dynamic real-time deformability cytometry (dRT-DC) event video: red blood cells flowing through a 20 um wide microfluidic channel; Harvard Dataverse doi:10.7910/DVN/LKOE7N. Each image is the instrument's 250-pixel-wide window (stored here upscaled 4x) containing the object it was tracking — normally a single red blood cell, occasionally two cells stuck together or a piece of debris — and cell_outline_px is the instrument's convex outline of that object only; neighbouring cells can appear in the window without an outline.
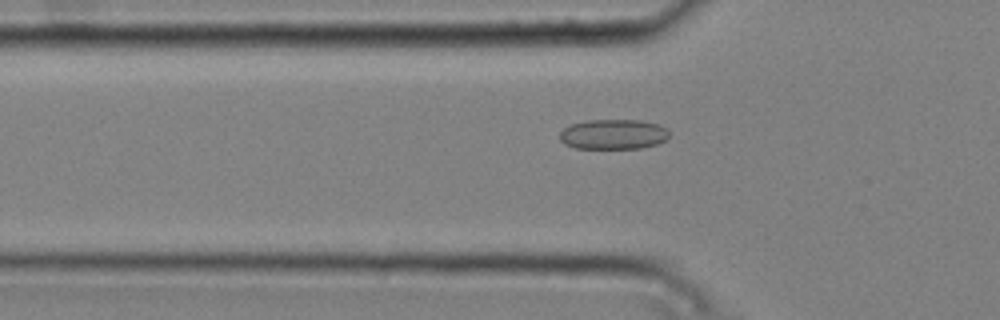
{"species": "common noctule bat (a hibernating species)", "species_latin": "Nyctalus noctula", "temperature_condition": "cold", "stored_images_in_passage": 48, "camera_frame_rate_fps": 3000, "um_per_image_px": 0.085, "animal": {"sex": "male", "body_mass_g": 20.4}, "frame": {"image": 1, "passage_image": 18, "time_ms": 5.667, "image_size_px": [1000, 320], "cell_outline_px": [[668, 136], [664, 140], [656, 144], [640, 148], [576, 148], [564, 144], [560, 140], [560, 132], [564, 128], [572, 124], [588, 120], [640, 120], [660, 124], [668, 128]], "centroid_in_image_um": [52.14, 11.4], "position_along_channel_um": 73.7, "area_um2": 19.13}}
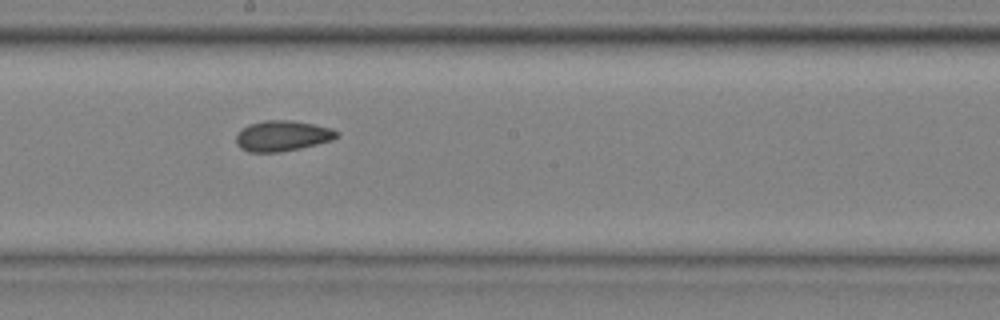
{"frame": {"image": 2, "passage_image": 30, "time_ms": 9.667, "image_size_px": [1000, 320], "cell_outline_px": [[340, 132], [332, 140], [300, 148], [280, 152], [248, 152], [240, 148], [236, 144], [236, 136], [248, 124], [264, 120], [288, 120], [312, 124], [332, 128]], "centroid_in_image_um": [23.98, 11.55], "position_along_channel_um": 224.2, "area_um2": 17.8}}
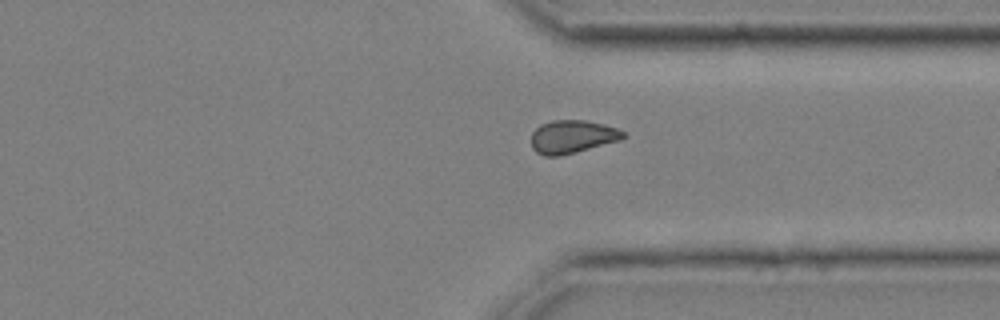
{"frame": {"image": 3, "passage_image": 41, "time_ms": 13.333, "image_size_px": [1000, 320], "cell_outline_px": [[624, 136], [620, 140], [576, 152], [560, 156], [544, 156], [536, 152], [532, 148], [532, 132], [540, 124], [552, 120], [584, 120], [604, 124], [616, 128], [624, 132]], "centroid_in_image_um": [48.61, 11.62], "position_along_channel_um": 362.8, "area_um2": 17.69}, "authors_computed_cell_mechanics": {"area_um2": 18.3804, "velocity_mm_per_s": 3.7592, "shape_relaxation_time_tau1_ms": 5.4325, "shape_relaxation_time_tau2_ms": 2.8067, "deformation_change_tau1": 0.0637, "deformation_change_tau2": 0.0823}}